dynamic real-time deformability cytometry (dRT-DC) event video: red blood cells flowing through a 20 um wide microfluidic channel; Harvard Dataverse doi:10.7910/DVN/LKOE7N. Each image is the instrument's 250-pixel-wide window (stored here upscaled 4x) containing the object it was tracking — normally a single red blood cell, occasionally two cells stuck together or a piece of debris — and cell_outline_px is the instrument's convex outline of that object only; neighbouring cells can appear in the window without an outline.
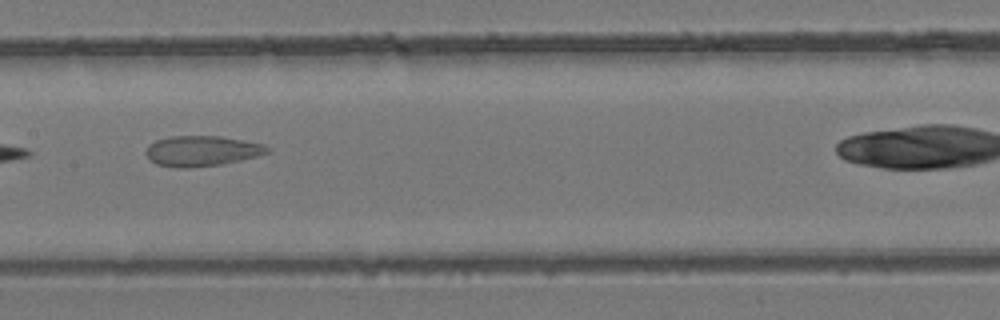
{"species": "common noctule bat (a hibernating species)", "species_latin": "Nyctalus noctula", "temperature_condition": "room temperature", "stored_images_in_passage": 6, "camera_frame_rate_fps": 3000, "um_per_image_px": 0.085, "animal": {"sex": "female", "body_mass_g": 24.6, "forearm_length_mm": 56.2}, "frame": {"image": 1, "passage_image": 4, "time_ms": 3.667, "image_size_px": [1000, 320], "cell_outline_px": [[272, 148], [268, 152], [256, 156], [240, 160], [220, 164], [184, 168], [180, 168], [156, 164], [144, 152], [148, 144], [156, 140], [172, 136], [220, 136], [244, 140], [264, 144]], "centroid_in_image_um": [17.16, 12.82], "position_along_channel_um": 190.2, "area_um2": 21.39}}
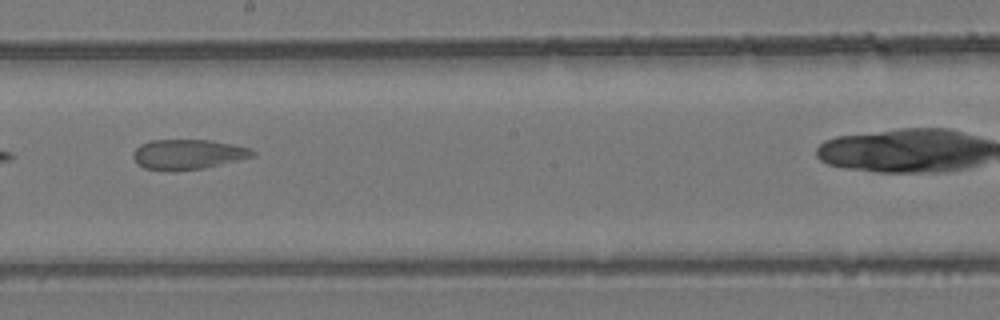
{"frame": {"image": 2, "passage_image": 5, "time_ms": 4.667, "image_size_px": [1000, 320], "cell_outline_px": [[256, 156], [204, 168], [144, 168], [132, 156], [132, 152], [140, 144], [152, 140], [212, 140], [252, 148], [256, 152]], "centroid_in_image_um": [16.05, 13.07], "position_along_channel_um": 232.1, "area_um2": 20.23}}